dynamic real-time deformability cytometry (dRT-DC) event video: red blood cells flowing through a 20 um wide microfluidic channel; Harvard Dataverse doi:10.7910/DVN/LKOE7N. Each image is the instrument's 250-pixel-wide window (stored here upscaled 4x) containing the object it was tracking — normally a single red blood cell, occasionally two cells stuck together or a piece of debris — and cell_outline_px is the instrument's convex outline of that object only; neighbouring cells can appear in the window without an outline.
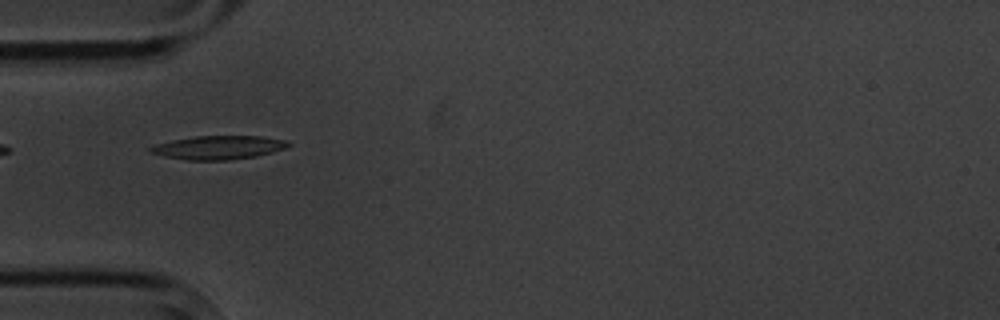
{"species": "common noctule bat (a hibernating species)", "species_latin": "Nyctalus noctula", "temperature_condition": "cold", "stored_images_in_passage": 15, "camera_frame_rate_fps": 3000, "um_per_image_px": 0.085, "animal": {"sex": "male", "body_mass_g": 20.1, "forearm_length_mm": 53.5}, "frame": {"image": 1, "passage_image": 5, "time_ms": 5.667, "image_size_px": [1000, 320], "cell_outline_px": [[292, 144], [284, 148], [272, 152], [256, 156], [228, 160], [188, 160], [164, 156], [148, 152], [148, 148], [156, 144], [172, 140], [196, 136], [260, 136], [288, 140]], "centroid_in_image_um": [18.57, 12.53], "position_along_channel_um": 66.4, "area_um2": 18.96}}
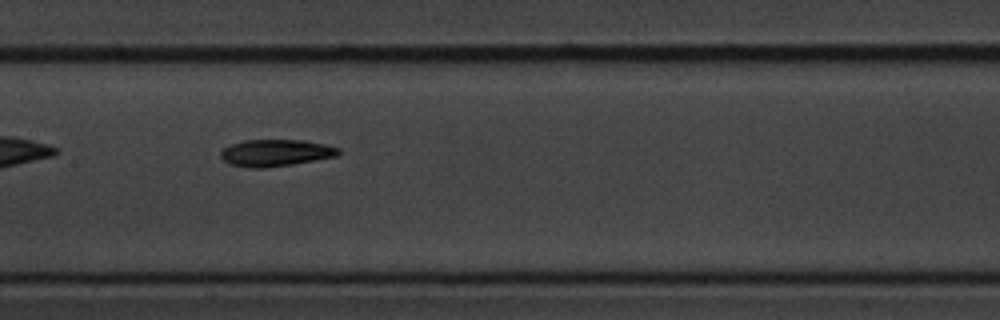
{"frame": {"image": 2, "passage_image": 8, "time_ms": 9.0, "image_size_px": [1000, 320], "cell_outline_px": [[340, 152], [336, 156], [292, 164], [264, 168], [248, 168], [228, 164], [220, 156], [220, 152], [224, 148], [232, 144], [244, 140], [304, 140], [324, 144], [340, 148]], "centroid_in_image_um": [23.4, 12.99], "position_along_channel_um": 184.0, "area_um2": 18.38}}
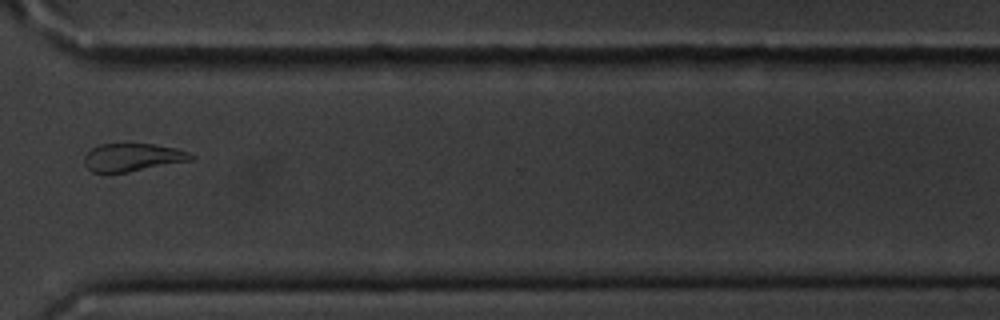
{"frame": {"image": 3, "passage_image": 12, "time_ms": 14.0, "image_size_px": [1000, 320], "cell_outline_px": [[196, 156], [192, 160], [128, 172], [92, 172], [84, 164], [84, 156], [92, 148], [100, 144], [152, 144], [176, 148], [188, 152]], "centroid_in_image_um": [11.27, 13.37], "position_along_channel_um": 359.3, "area_um2": 17.22}, "authors_computed_cell_mechanics": {"area_um2": 18.9584, "velocity_mm_per_s": 3.5148, "shape_relaxation_time_tau1_ms": 3.621, "shape_relaxation_time_tau2_ms": 8.4629, "deformation_change_tau1": 0.1081, "deformation_change_tau2": 0.174}}